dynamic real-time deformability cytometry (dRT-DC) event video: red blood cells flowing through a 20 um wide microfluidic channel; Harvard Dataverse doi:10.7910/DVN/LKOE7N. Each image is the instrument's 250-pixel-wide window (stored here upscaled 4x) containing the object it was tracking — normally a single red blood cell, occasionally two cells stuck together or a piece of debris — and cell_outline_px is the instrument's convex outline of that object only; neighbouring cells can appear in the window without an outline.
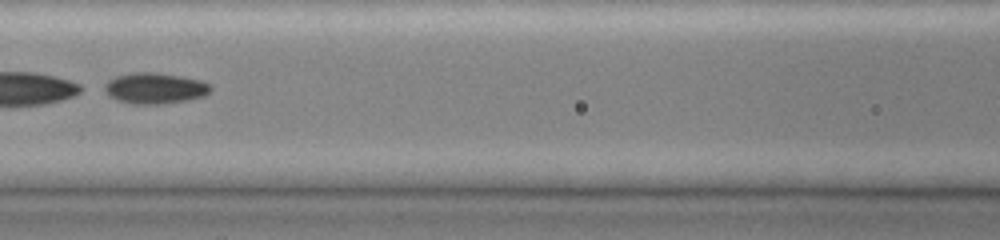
{"species": "common noctule bat (a hibernating species)", "species_latin": "Nyctalus noctula", "temperature_condition": "cold", "stored_images_in_passage": 40, "camera_frame_rate_fps": 3000, "um_per_image_px": 0.085, "animal": {"sex": "female", "body_mass_g": 19.0, "forearm_length_mm": 51.5}, "frame": {"image": 1, "passage_image": 18, "time_ms": 6.667, "image_size_px": [1000, 240], "cell_outline_px": [[212, 88], [204, 96], [188, 100], [164, 104], [132, 104], [116, 100], [108, 96], [96, 88], [108, 80], [116, 76], [132, 72], [156, 72], [204, 80], [212, 84]], "centroid_in_image_um": [13.09, 7.5], "position_along_channel_um": 153.5, "area_um2": 19.88}, "authors_computed_cell_mechanics": {"area_um2": 20.5479, "velocity_mm_per_s": 3.9326, "shape_relaxation_time_tau1_ms": 1.3409, "shape_relaxation_time_tau2_ms": 1.6216, "deformation_change_tau1": 0.291, "deformation_change_tau2": 0.0473}}